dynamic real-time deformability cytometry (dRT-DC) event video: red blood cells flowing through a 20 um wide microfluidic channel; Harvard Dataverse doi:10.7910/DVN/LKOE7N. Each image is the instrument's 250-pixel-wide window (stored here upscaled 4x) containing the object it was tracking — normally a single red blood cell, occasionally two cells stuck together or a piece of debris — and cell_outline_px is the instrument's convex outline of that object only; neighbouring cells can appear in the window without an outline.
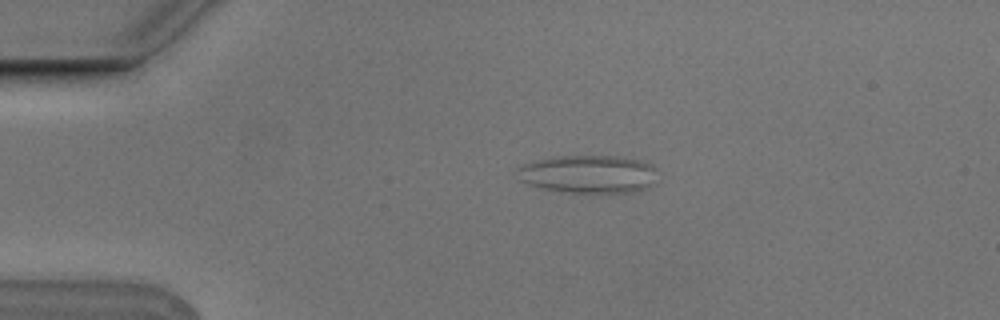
{"species": "Egyptian fruit bat (a non-hibernating species)", "species_latin": "Rousettus aegyptiacus", "temperature_condition": "cold", "stored_images_in_passage": 9, "camera_frame_rate_fps": 3000, "um_per_image_px": 0.085, "animal": {"sex": "male"}, "frame": {"image": 1, "passage_image": 3, "time_ms": 0.667, "image_size_px": [1000, 320], "cell_outline_px": [[656, 184], [648, 188], [620, 196], [588, 196], [544, 192], [524, 184], [516, 180], [516, 168], [524, 164], [536, 160], [560, 156], [616, 156], [640, 160], [648, 164], [652, 168]], "centroid_in_image_um": [49.91, 14.92], "position_along_channel_um": 35.1, "area_um2": 33.47}}
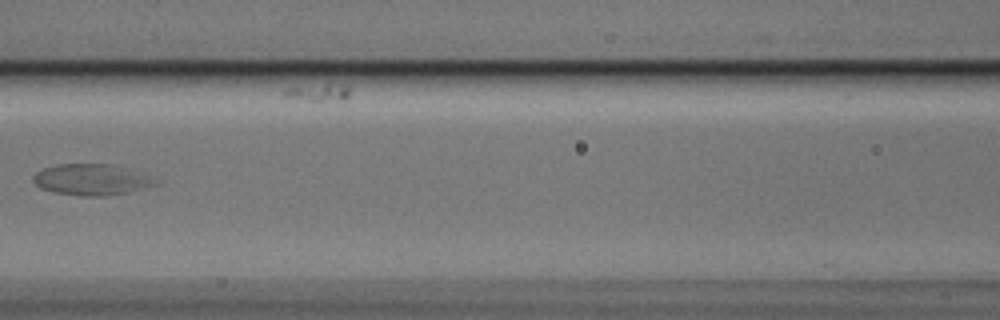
{"frame": {"image": 2, "passage_image": 7, "time_ms": 2.0, "image_size_px": [1000, 320], "cell_outline_px": [[156, 184], [128, 192], [104, 196], [80, 196], [52, 192], [40, 188], [32, 180], [32, 176], [36, 172], [44, 168], [56, 164], [116, 164]], "centroid_in_image_um": [7.56, 15.28], "position_along_channel_um": 159.0, "area_um2": 21.39}}